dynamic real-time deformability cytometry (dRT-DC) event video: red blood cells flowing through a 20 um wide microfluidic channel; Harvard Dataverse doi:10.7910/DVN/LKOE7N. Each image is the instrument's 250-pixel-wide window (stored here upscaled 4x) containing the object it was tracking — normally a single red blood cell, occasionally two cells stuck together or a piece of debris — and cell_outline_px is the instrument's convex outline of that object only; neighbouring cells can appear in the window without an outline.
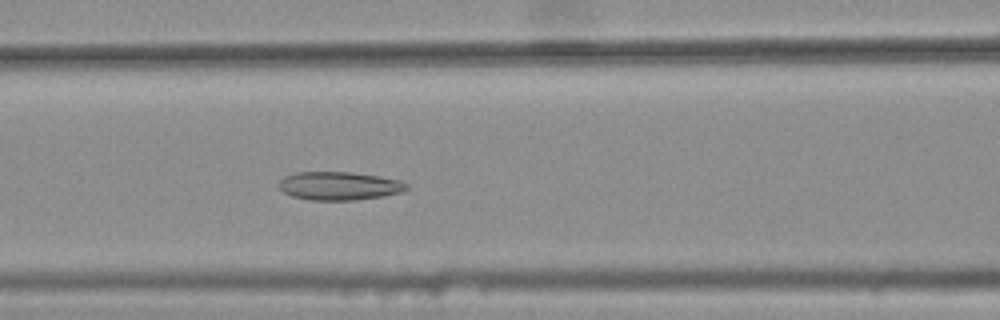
{"species": "common noctule bat (a hibernating species)", "species_latin": "Nyctalus noctula", "temperature_condition": "warm", "stored_images_in_passage": 44, "camera_frame_rate_fps": 3000, "um_per_image_px": 0.085, "animal": {"sex": "female", "body_mass_g": 25.1}, "frame": {"image": 1, "passage_image": 22, "time_ms": 7.0, "image_size_px": [1000, 320], "cell_outline_px": [[408, 188], [404, 192], [384, 196], [356, 200], [308, 200], [292, 196], [284, 192], [280, 188], [280, 180], [284, 176], [296, 172], [352, 172], [380, 176], [400, 180], [408, 184]], "centroid_in_image_um": [28.87, 15.8], "position_along_channel_um": 137.7, "area_um2": 21.27}}
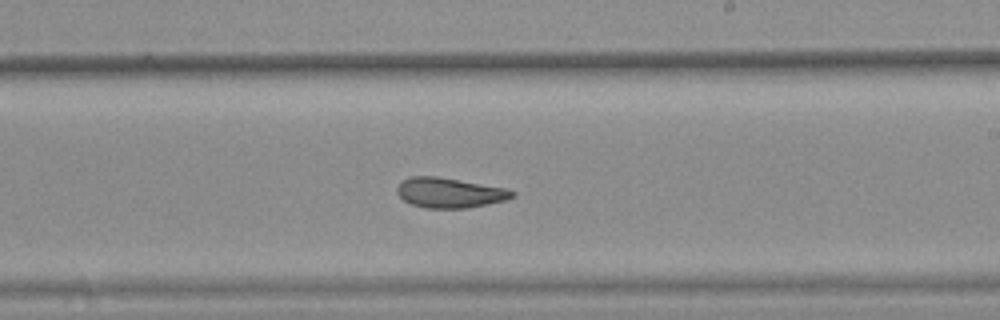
{"frame": {"image": 2, "passage_image": 31, "time_ms": 10.0, "image_size_px": [1000, 320], "cell_outline_px": [[516, 196], [504, 200], [488, 204], [468, 208], [428, 208], [412, 204], [404, 200], [396, 192], [396, 188], [400, 180], [408, 176], [436, 176], [508, 188], [516, 192]], "centroid_in_image_um": [38.21, 16.37], "position_along_channel_um": 250.8, "area_um2": 20.35}}
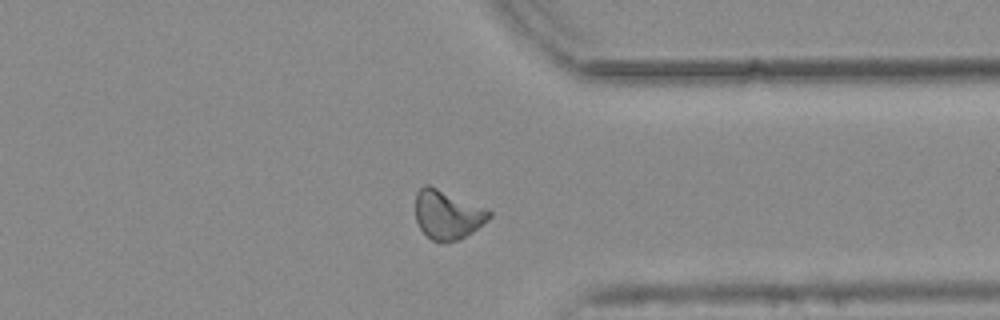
{"frame": {"image": 3, "passage_image": 41, "time_ms": 13.333, "image_size_px": [1000, 320], "cell_outline_px": [[492, 216], [472, 232], [456, 240], [432, 240], [420, 228], [416, 220], [416, 192], [424, 184], [428, 184], [484, 208], [492, 212]], "centroid_in_image_um": [38.01, 18.22], "position_along_channel_um": 373.4, "area_um2": 20.4}, "authors_computed_cell_mechanics": {"area_um2": 21.097, "velocity_mm_per_s": 3.7786, "shape_relaxation_time_tau1_ms": null, "shape_relaxation_time_tau2_ms": 3.0069, "deformation_change_tau1": null, "deformation_change_tau2": 0.1033}}